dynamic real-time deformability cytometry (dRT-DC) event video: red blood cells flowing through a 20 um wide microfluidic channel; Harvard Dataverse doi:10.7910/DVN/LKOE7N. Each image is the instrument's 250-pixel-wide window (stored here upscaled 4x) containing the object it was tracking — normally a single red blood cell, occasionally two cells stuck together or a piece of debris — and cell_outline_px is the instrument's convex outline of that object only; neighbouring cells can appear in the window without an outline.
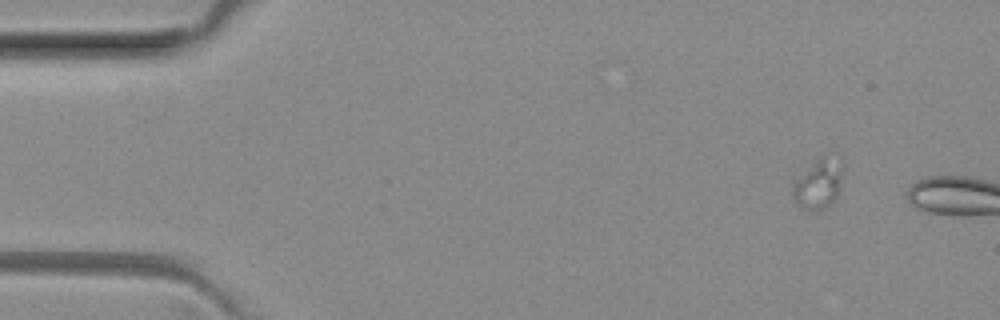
{"species": "common noctule bat (a hibernating species)", "species_latin": "Nyctalus noctula", "temperature_condition": "room temperature", "stored_images_in_passage": 2, "camera_frame_rate_fps": 3000, "um_per_image_px": 0.085, "animal": {"sex": "female", "body_mass_g": 29.2, "forearm_length_mm": 56.3}, "frame": {"image": 1, "passage_image": 1, "time_ms": 0.0, "image_size_px": [1000, 320], "cell_outline_px": [[840, 176], [836, 200], [828, 208], [808, 212], [796, 204], [792, 196], [792, 184], [820, 156], [840, 168]], "centroid_in_image_um": [69.45, 15.82], "position_along_channel_um": 15.5, "area_um2": 13.58}}